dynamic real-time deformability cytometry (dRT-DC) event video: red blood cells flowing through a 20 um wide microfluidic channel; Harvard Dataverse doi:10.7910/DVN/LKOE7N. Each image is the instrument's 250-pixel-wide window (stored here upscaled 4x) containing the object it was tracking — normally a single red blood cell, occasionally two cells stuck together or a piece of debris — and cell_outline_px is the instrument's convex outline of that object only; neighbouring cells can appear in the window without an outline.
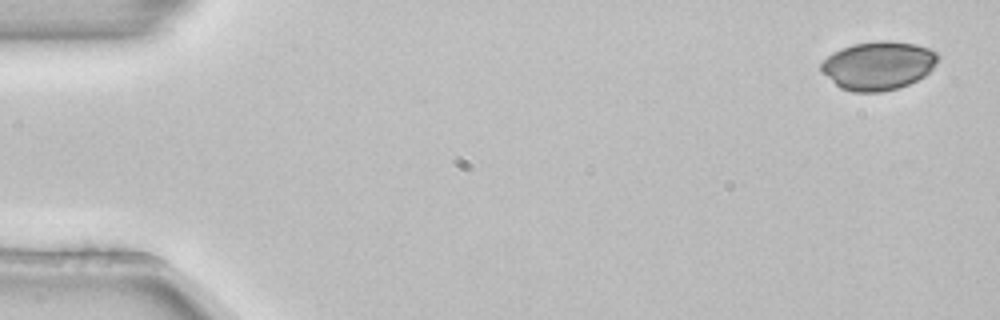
{"species": "common noctule bat (a hibernating species)", "species_latin": "Nyctalus noctula", "temperature_condition": "room temperature", "stored_images_in_passage": 5, "camera_frame_rate_fps": 3000, "um_per_image_px": 0.085, "animal": {"sex": "female", "body_mass_g": 22.7, "forearm_length_mm": 54.2}, "frame": {"image": 1, "passage_image": 1, "time_ms": 0.0, "image_size_px": [1000, 320], "cell_outline_px": [[940, 56], [936, 64], [924, 76], [900, 88], [880, 92], [852, 92], [840, 88], [820, 72], [820, 64], [832, 52], [840, 48], [852, 44], [876, 40], [888, 40], [916, 44], [928, 48], [936, 52]], "centroid_in_image_um": [74.63, 5.57], "position_along_channel_um": 10.4, "area_um2": 33.41}}
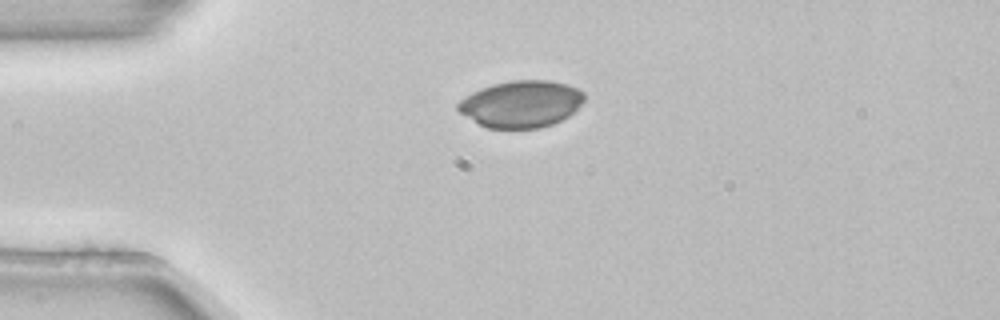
{"frame": {"image": 2, "passage_image": 4, "time_ms": 1.0, "image_size_px": [1000, 320], "cell_outline_px": [[584, 100], [568, 116], [552, 124], [540, 128], [484, 128], [460, 112], [456, 108], [456, 104], [460, 100], [472, 92], [480, 88], [492, 84], [512, 80], [548, 80], [568, 84], [584, 92]], "centroid_in_image_um": [44.27, 8.83], "position_along_channel_um": 40.7, "area_um2": 34.45}}